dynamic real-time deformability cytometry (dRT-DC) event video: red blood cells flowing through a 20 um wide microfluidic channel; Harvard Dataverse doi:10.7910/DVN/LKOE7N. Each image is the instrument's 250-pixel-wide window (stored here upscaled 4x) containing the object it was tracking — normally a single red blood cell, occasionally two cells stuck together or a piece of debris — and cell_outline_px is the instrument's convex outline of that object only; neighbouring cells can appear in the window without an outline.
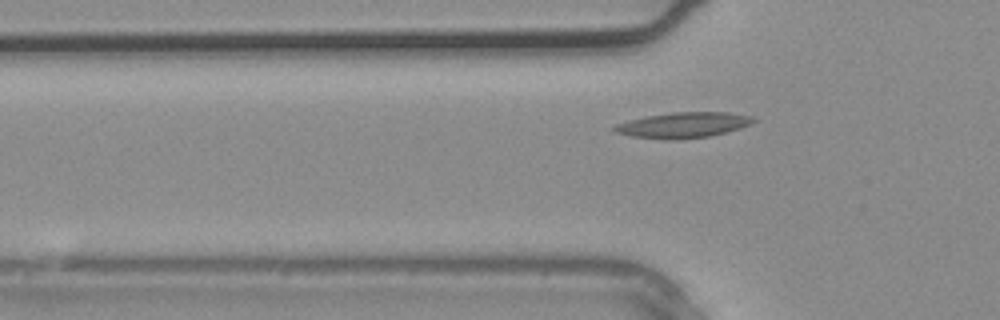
{"species": "common noctule bat (a hibernating species)", "species_latin": "Nyctalus noctula", "temperature_condition": "warm", "stored_images_in_passage": 5, "camera_frame_rate_fps": 3000, "um_per_image_px": 0.085, "animal": {"sex": "male", "body_mass_g": 20.4}, "frame": {"image": 1, "passage_image": 5, "time_ms": 1.333, "image_size_px": [1000, 320], "cell_outline_px": [[756, 120], [740, 128], [708, 136], [672, 140], [664, 140], [632, 136], [616, 132], [612, 128], [616, 124], [628, 120], [648, 116], [672, 112], [728, 112], [752, 116]], "centroid_in_image_um": [58.04, 10.62], "position_along_channel_um": 67.8, "area_um2": 20.46}}